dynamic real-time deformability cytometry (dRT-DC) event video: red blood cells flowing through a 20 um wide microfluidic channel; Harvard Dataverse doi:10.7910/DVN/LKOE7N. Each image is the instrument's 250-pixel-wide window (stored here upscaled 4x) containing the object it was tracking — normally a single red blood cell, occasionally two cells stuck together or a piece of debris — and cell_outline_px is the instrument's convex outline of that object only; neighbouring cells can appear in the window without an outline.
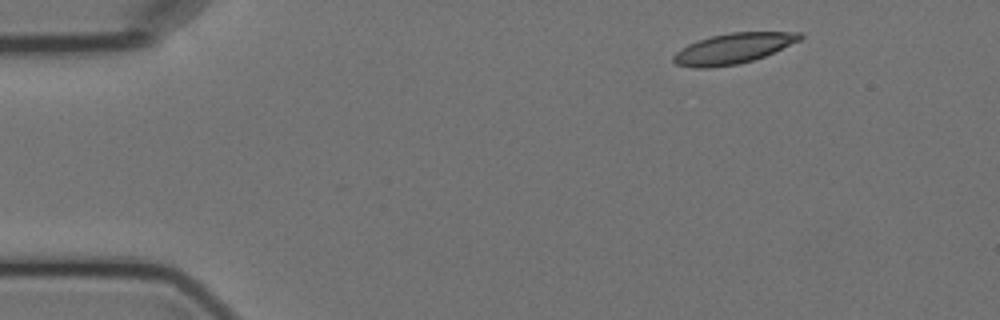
{"species": "Egyptian fruit bat (a non-hibernating species)", "species_latin": "Rousettus aegyptiacus", "temperature_condition": "cold", "stored_images_in_passage": 4, "camera_frame_rate_fps": 3000, "um_per_image_px": 0.085, "animal": {"sex": "female"}, "frame": {"image": 1, "passage_image": 1, "time_ms": 0.0, "image_size_px": [1000, 320], "cell_outline_px": [[804, 36], [800, 40], [764, 56], [740, 64], [712, 68], [696, 68], [676, 64], [672, 60], [672, 56], [680, 48], [688, 44], [712, 36], [732, 32], [804, 32]], "centroid_in_image_um": [62.3, 4.13], "position_along_channel_um": 22.7, "area_um2": 22.37}}
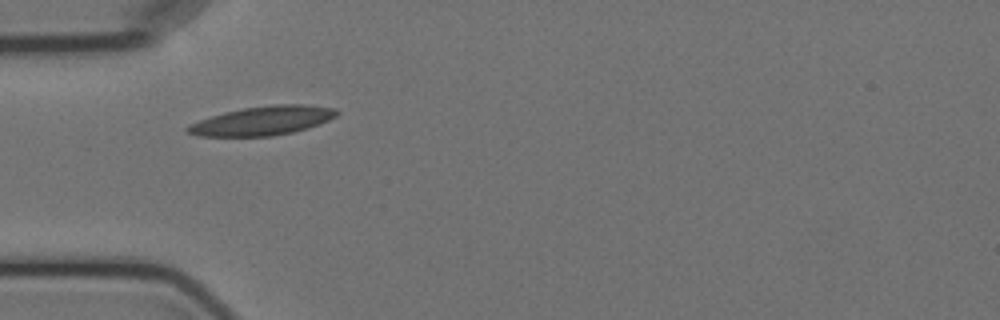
{"frame": {"image": 2, "passage_image": 3, "time_ms": 3.333, "image_size_px": [1000, 320], "cell_outline_px": [[340, 112], [336, 116], [320, 124], [308, 128], [292, 132], [272, 136], [196, 136], [184, 132], [184, 128], [188, 124], [224, 112], [244, 108], [276, 104], [304, 104], [336, 108]], "centroid_in_image_um": [22.3, 10.26], "position_along_channel_um": 62.7, "area_um2": 25.32}}
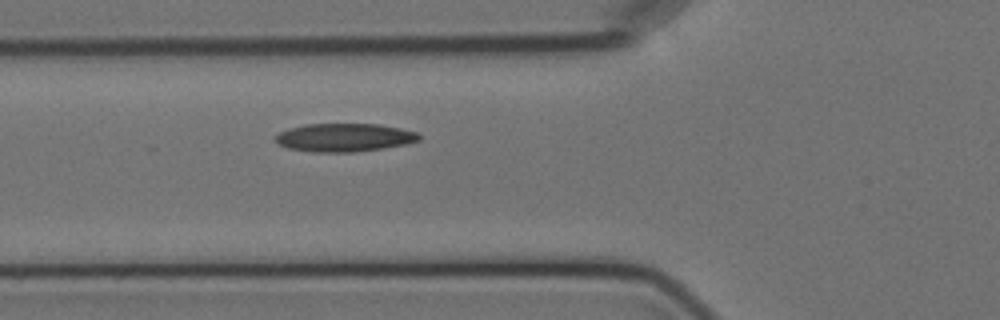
{"frame": {"image": 3, "passage_image": 4, "time_ms": 4.333, "image_size_px": [1000, 320], "cell_outline_px": [[420, 140], [404, 144], [384, 148], [352, 152], [312, 152], [288, 148], [280, 144], [276, 140], [276, 136], [280, 132], [288, 128], [304, 124], [380, 124], [400, 128], [416, 132], [420, 136]], "centroid_in_image_um": [29.27, 11.68], "position_along_channel_um": 96.5, "area_um2": 23.52}}